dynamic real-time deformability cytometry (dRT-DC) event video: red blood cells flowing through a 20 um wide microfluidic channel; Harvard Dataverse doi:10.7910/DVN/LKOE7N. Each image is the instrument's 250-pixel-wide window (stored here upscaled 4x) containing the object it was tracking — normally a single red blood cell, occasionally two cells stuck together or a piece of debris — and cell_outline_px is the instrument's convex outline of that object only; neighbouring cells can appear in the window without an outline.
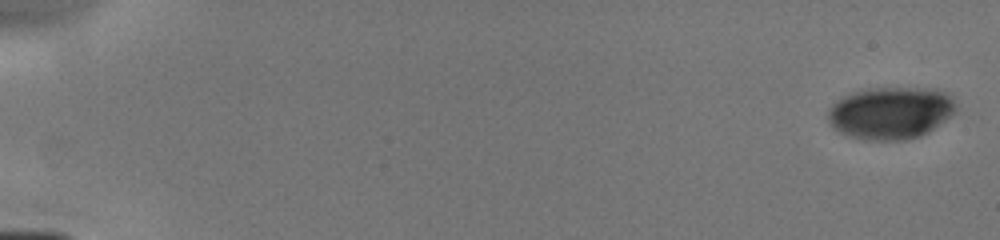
{"species": "human", "species_latin": "Homo sapiens", "temperature_condition": "cold", "stored_images_in_passage": 8, "camera_frame_rate_fps": 3000, "um_per_image_px": 0.085, "donor": {"sex": "male"}, "frame": {"image": 1, "passage_image": 1, "time_ms": 0.0, "image_size_px": [1000, 240], "cell_outline_px": [[956, 112], [928, 132], [920, 136], [904, 140], [864, 140], [848, 136], [832, 128], [828, 124], [828, 108], [832, 104], [844, 96], [868, 88], [916, 88], [944, 92], [952, 96], [956, 108]], "centroid_in_image_um": [75.67, 9.61], "position_along_channel_um": 9.3, "area_um2": 38.9}}
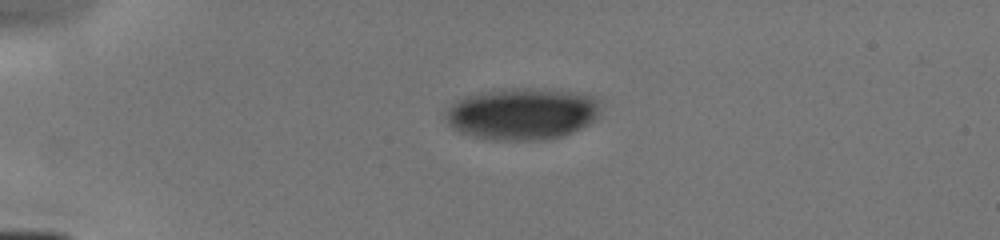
{"frame": {"image": 2, "passage_image": 6, "time_ms": 4.0, "image_size_px": [1000, 240], "cell_outline_px": [[600, 112], [588, 124], [572, 132], [548, 140], [492, 140], [472, 136], [460, 132], [452, 128], [448, 124], [444, 116], [444, 112], [452, 104], [468, 96], [484, 92], [516, 88], [524, 88], [580, 92], [592, 96], [600, 100]], "centroid_in_image_um": [44.4, 9.69], "position_along_channel_um": 40.6, "area_um2": 46.64}}
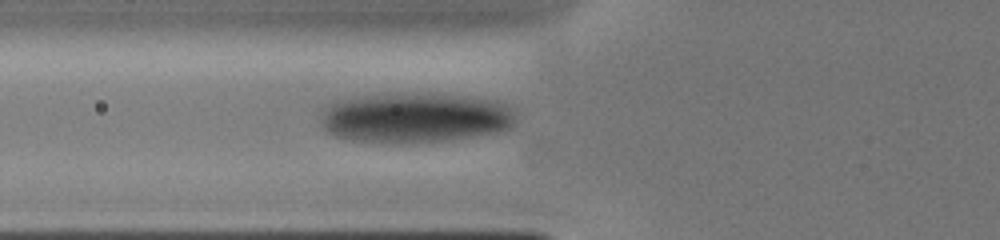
{"frame": {"image": 3, "passage_image": 8, "time_ms": 6.333, "image_size_px": [1000, 240], "cell_outline_px": [[516, 124], [512, 128], [496, 132], [448, 140], [352, 140], [336, 136], [328, 132], [324, 128], [324, 112], [332, 100], [364, 96], [428, 92], [472, 96], [500, 100], [508, 104], [512, 108], [516, 116]], "centroid_in_image_um": [35.43, 9.94], "position_along_channel_um": 90.4, "area_um2": 56.24}}